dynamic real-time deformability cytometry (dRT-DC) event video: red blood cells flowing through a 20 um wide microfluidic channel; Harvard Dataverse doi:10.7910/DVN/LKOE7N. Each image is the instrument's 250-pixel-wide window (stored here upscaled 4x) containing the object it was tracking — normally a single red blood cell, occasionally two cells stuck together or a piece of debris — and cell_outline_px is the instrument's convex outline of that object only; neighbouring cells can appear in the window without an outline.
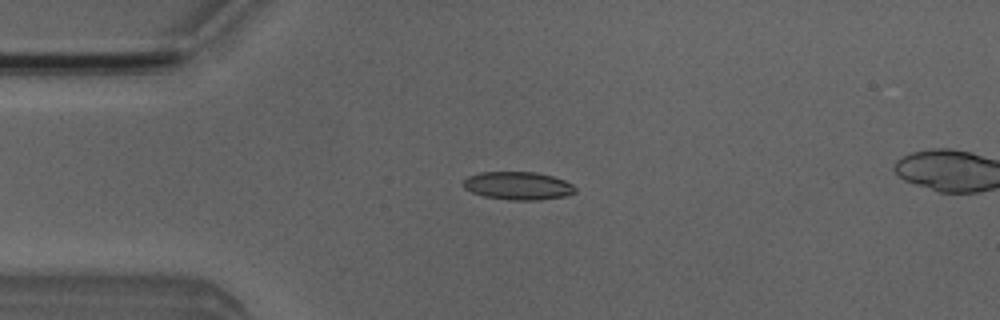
{"species": "Egyptian fruit bat (a non-hibernating species)", "species_latin": "Rousettus aegyptiacus", "temperature_condition": "room temperature", "stored_images_in_passage": 50, "camera_frame_rate_fps": 3000, "um_per_image_px": 0.085, "animal": {"sex": "male"}, "frame": {"image": 1, "passage_image": 12, "time_ms": 3.667, "image_size_px": [1000, 320], "cell_outline_px": [[576, 192], [564, 196], [540, 200], [508, 200], [484, 196], [472, 192], [464, 188], [464, 180], [468, 176], [480, 172], [536, 172], [552, 176], [564, 180], [572, 184], [576, 188]], "centroid_in_image_um": [44.04, 15.79], "position_along_channel_um": 41.0, "area_um2": 18.26}}
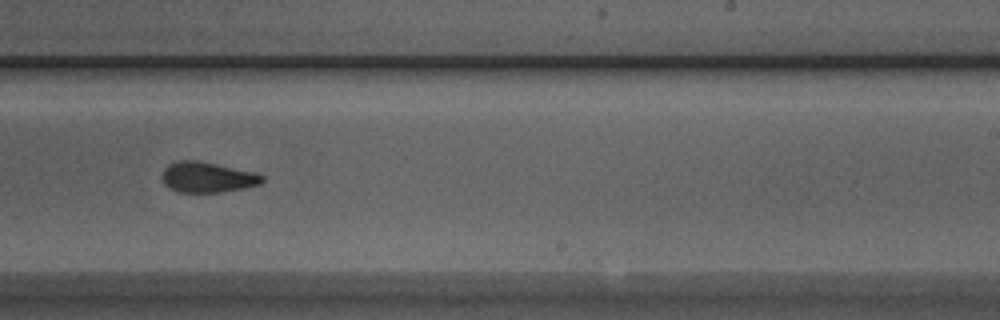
{"frame": {"image": 2, "passage_image": 31, "time_ms": 10.0, "image_size_px": [1000, 320], "cell_outline_px": [[264, 180], [260, 184], [244, 188], [220, 192], [176, 192], [168, 188], [164, 184], [160, 176], [164, 168], [168, 164], [176, 160], [196, 160], [256, 172], [264, 176]], "centroid_in_image_um": [17.59, 15.06], "position_along_channel_um": 271.4, "area_um2": 18.03}}
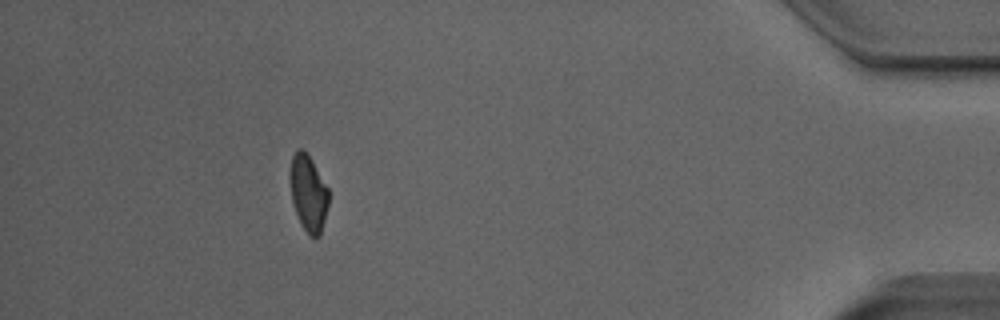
{"frame": {"image": 3, "passage_image": 46, "time_ms": 15.0, "image_size_px": [1000, 320], "cell_outline_px": [[328, 204], [320, 236], [312, 236], [300, 224], [292, 204], [292, 156], [300, 148], [312, 160], [328, 188]], "centroid_in_image_um": [26.23, 16.46], "position_along_channel_um": 409.0, "area_um2": 16.42}, "authors_computed_cell_mechanics": {"area_um2": 18.1781, "velocity_mm_per_s": 3.9764, "shape_relaxation_time_tau1_ms": 6.8822, "shape_relaxation_time_tau2_ms": 1.4467, "deformation_change_tau1": 0.2108, "deformation_change_tau2": 0.0848}}